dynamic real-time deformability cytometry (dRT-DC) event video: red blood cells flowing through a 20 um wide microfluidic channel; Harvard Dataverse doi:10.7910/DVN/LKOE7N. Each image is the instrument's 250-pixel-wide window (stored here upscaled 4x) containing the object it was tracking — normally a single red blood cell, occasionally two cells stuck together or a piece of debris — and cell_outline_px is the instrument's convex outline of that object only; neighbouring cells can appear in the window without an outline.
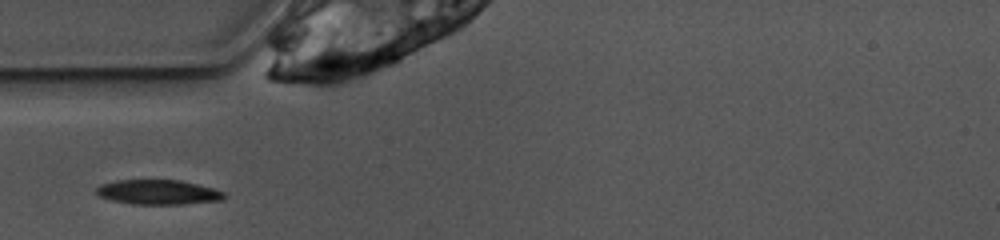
{"species": "common noctule bat (a hibernating species)", "species_latin": "Nyctalus noctula", "temperature_condition": "warm", "stored_images_in_passage": 24, "camera_frame_rate_fps": 3000, "um_per_image_px": 0.085, "animal": {"sex": "female", "body_mass_g": 10.0, "forearm_length_mm": 53.1}, "frame": {"image": 1, "passage_image": 1, "time_ms": 0.0, "image_size_px": [1000, 240], "cell_outline_px": [[228, 196], [224, 200], [184, 204], [132, 204], [112, 200], [100, 196], [96, 192], [96, 188], [100, 184], [116, 180], [180, 180], [212, 188], [224, 192]], "centroid_in_image_um": [13.47, 16.33], "position_along_channel_um": 71.5, "area_um2": 18.44}}
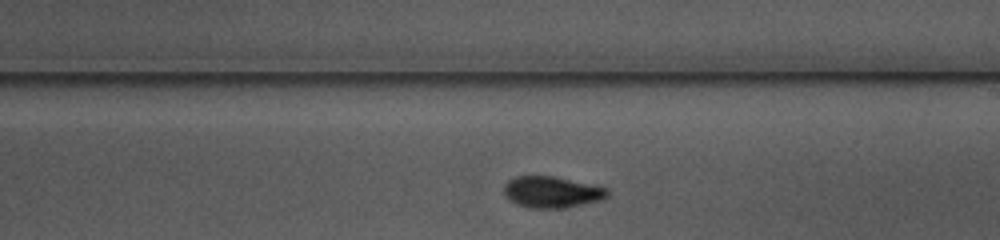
{"frame": {"image": 2, "passage_image": 14, "time_ms": 4.333, "image_size_px": [1000, 240], "cell_outline_px": [[608, 196], [604, 200], [568, 208], [528, 208], [516, 204], [508, 200], [504, 196], [504, 184], [508, 180], [516, 176], [552, 176], [608, 188]], "centroid_in_image_um": [46.89, 16.35], "position_along_channel_um": 242.1, "area_um2": 19.19}}
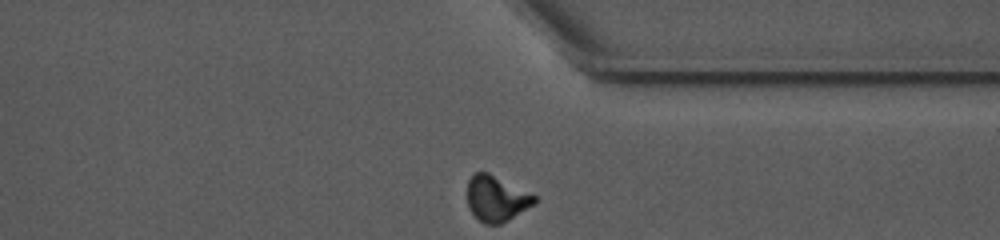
{"frame": {"image": 3, "passage_image": 24, "time_ms": 7.667, "image_size_px": [1000, 240], "cell_outline_px": [[536, 204], [508, 220], [500, 224], [484, 224], [476, 220], [468, 208], [468, 180], [476, 172], [488, 172], [536, 196]], "centroid_in_image_um": [42.18, 16.91], "position_along_channel_um": 369.2, "area_um2": 17.92}}